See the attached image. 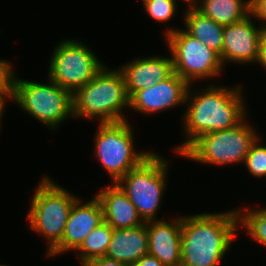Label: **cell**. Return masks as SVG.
<instances>
[{"label": "cell", "instance_id": "cell-1", "mask_svg": "<svg viewBox=\"0 0 266 266\" xmlns=\"http://www.w3.org/2000/svg\"><path fill=\"white\" fill-rule=\"evenodd\" d=\"M190 84L182 118L186 140L175 147L181 155L201 135L233 128L247 118L242 85L224 88L223 85H207L198 92L191 91ZM243 96V97H242Z\"/></svg>", "mask_w": 266, "mask_h": 266}, {"label": "cell", "instance_id": "cell-2", "mask_svg": "<svg viewBox=\"0 0 266 266\" xmlns=\"http://www.w3.org/2000/svg\"><path fill=\"white\" fill-rule=\"evenodd\" d=\"M238 228L235 209L183 216L180 266H219Z\"/></svg>", "mask_w": 266, "mask_h": 266}, {"label": "cell", "instance_id": "cell-3", "mask_svg": "<svg viewBox=\"0 0 266 266\" xmlns=\"http://www.w3.org/2000/svg\"><path fill=\"white\" fill-rule=\"evenodd\" d=\"M74 118H98L99 123L127 120L122 110L130 109L123 74L106 67L72 94Z\"/></svg>", "mask_w": 266, "mask_h": 266}, {"label": "cell", "instance_id": "cell-4", "mask_svg": "<svg viewBox=\"0 0 266 266\" xmlns=\"http://www.w3.org/2000/svg\"><path fill=\"white\" fill-rule=\"evenodd\" d=\"M12 78L11 100L49 129L55 130L68 117L73 119L72 93L49 77L48 83ZM17 77V78H16Z\"/></svg>", "mask_w": 266, "mask_h": 266}, {"label": "cell", "instance_id": "cell-5", "mask_svg": "<svg viewBox=\"0 0 266 266\" xmlns=\"http://www.w3.org/2000/svg\"><path fill=\"white\" fill-rule=\"evenodd\" d=\"M45 175L31 199L27 221L48 242V254L62 239L72 206L78 199Z\"/></svg>", "mask_w": 266, "mask_h": 266}, {"label": "cell", "instance_id": "cell-6", "mask_svg": "<svg viewBox=\"0 0 266 266\" xmlns=\"http://www.w3.org/2000/svg\"><path fill=\"white\" fill-rule=\"evenodd\" d=\"M95 133L94 155L112 183H117L131 169L138 167L152 151L135 152L134 132L127 120L98 123Z\"/></svg>", "mask_w": 266, "mask_h": 266}, {"label": "cell", "instance_id": "cell-7", "mask_svg": "<svg viewBox=\"0 0 266 266\" xmlns=\"http://www.w3.org/2000/svg\"><path fill=\"white\" fill-rule=\"evenodd\" d=\"M245 120L233 128L201 135L180 156L204 164H243L260 136Z\"/></svg>", "mask_w": 266, "mask_h": 266}, {"label": "cell", "instance_id": "cell-8", "mask_svg": "<svg viewBox=\"0 0 266 266\" xmlns=\"http://www.w3.org/2000/svg\"><path fill=\"white\" fill-rule=\"evenodd\" d=\"M168 165L163 156L152 152L117 182L145 222L161 220L156 215L166 191Z\"/></svg>", "mask_w": 266, "mask_h": 266}, {"label": "cell", "instance_id": "cell-9", "mask_svg": "<svg viewBox=\"0 0 266 266\" xmlns=\"http://www.w3.org/2000/svg\"><path fill=\"white\" fill-rule=\"evenodd\" d=\"M179 29L169 28L164 32L172 57L173 72L189 84L221 75L224 65L220 55L183 28Z\"/></svg>", "mask_w": 266, "mask_h": 266}, {"label": "cell", "instance_id": "cell-10", "mask_svg": "<svg viewBox=\"0 0 266 266\" xmlns=\"http://www.w3.org/2000/svg\"><path fill=\"white\" fill-rule=\"evenodd\" d=\"M56 46L50 57L48 77L72 94L104 66L93 50L80 40L65 39Z\"/></svg>", "mask_w": 266, "mask_h": 266}, {"label": "cell", "instance_id": "cell-11", "mask_svg": "<svg viewBox=\"0 0 266 266\" xmlns=\"http://www.w3.org/2000/svg\"><path fill=\"white\" fill-rule=\"evenodd\" d=\"M251 14L245 19L224 26L221 61L225 63H248L258 65L261 40L266 31L262 26H256Z\"/></svg>", "mask_w": 266, "mask_h": 266}, {"label": "cell", "instance_id": "cell-12", "mask_svg": "<svg viewBox=\"0 0 266 266\" xmlns=\"http://www.w3.org/2000/svg\"><path fill=\"white\" fill-rule=\"evenodd\" d=\"M190 84L173 72L164 81L135 92L130 108L142 114H156L186 103Z\"/></svg>", "mask_w": 266, "mask_h": 266}, {"label": "cell", "instance_id": "cell-13", "mask_svg": "<svg viewBox=\"0 0 266 266\" xmlns=\"http://www.w3.org/2000/svg\"><path fill=\"white\" fill-rule=\"evenodd\" d=\"M103 221L102 207L96 196L86 203L78 198L72 206L61 241L46 255L53 257L76 251L87 235Z\"/></svg>", "mask_w": 266, "mask_h": 266}, {"label": "cell", "instance_id": "cell-14", "mask_svg": "<svg viewBox=\"0 0 266 266\" xmlns=\"http://www.w3.org/2000/svg\"><path fill=\"white\" fill-rule=\"evenodd\" d=\"M147 221L148 253L165 266L181 264L182 216Z\"/></svg>", "mask_w": 266, "mask_h": 266}, {"label": "cell", "instance_id": "cell-15", "mask_svg": "<svg viewBox=\"0 0 266 266\" xmlns=\"http://www.w3.org/2000/svg\"><path fill=\"white\" fill-rule=\"evenodd\" d=\"M123 74L129 98L137 91L164 81L173 73L172 57L154 55L135 58L118 68Z\"/></svg>", "mask_w": 266, "mask_h": 266}, {"label": "cell", "instance_id": "cell-16", "mask_svg": "<svg viewBox=\"0 0 266 266\" xmlns=\"http://www.w3.org/2000/svg\"><path fill=\"white\" fill-rule=\"evenodd\" d=\"M105 186L95 195L101 204L104 222L113 229L132 228L146 223L117 183Z\"/></svg>", "mask_w": 266, "mask_h": 266}, {"label": "cell", "instance_id": "cell-17", "mask_svg": "<svg viewBox=\"0 0 266 266\" xmlns=\"http://www.w3.org/2000/svg\"><path fill=\"white\" fill-rule=\"evenodd\" d=\"M148 254L147 222L141 226L114 229L106 258L133 265Z\"/></svg>", "mask_w": 266, "mask_h": 266}, {"label": "cell", "instance_id": "cell-18", "mask_svg": "<svg viewBox=\"0 0 266 266\" xmlns=\"http://www.w3.org/2000/svg\"><path fill=\"white\" fill-rule=\"evenodd\" d=\"M184 15V30L206 47L217 52L221 58L224 26L206 17L193 5H188Z\"/></svg>", "mask_w": 266, "mask_h": 266}, {"label": "cell", "instance_id": "cell-19", "mask_svg": "<svg viewBox=\"0 0 266 266\" xmlns=\"http://www.w3.org/2000/svg\"><path fill=\"white\" fill-rule=\"evenodd\" d=\"M251 0H196L193 6L206 17L226 26L251 14Z\"/></svg>", "mask_w": 266, "mask_h": 266}, {"label": "cell", "instance_id": "cell-20", "mask_svg": "<svg viewBox=\"0 0 266 266\" xmlns=\"http://www.w3.org/2000/svg\"><path fill=\"white\" fill-rule=\"evenodd\" d=\"M113 230L108 223L103 221L87 235L84 242L76 250V255H78L81 265L88 260L101 258L106 255Z\"/></svg>", "mask_w": 266, "mask_h": 266}, {"label": "cell", "instance_id": "cell-21", "mask_svg": "<svg viewBox=\"0 0 266 266\" xmlns=\"http://www.w3.org/2000/svg\"><path fill=\"white\" fill-rule=\"evenodd\" d=\"M247 208L240 210L237 207L238 226H241L243 230L245 228L254 241L266 247V208L250 210Z\"/></svg>", "mask_w": 266, "mask_h": 266}, {"label": "cell", "instance_id": "cell-22", "mask_svg": "<svg viewBox=\"0 0 266 266\" xmlns=\"http://www.w3.org/2000/svg\"><path fill=\"white\" fill-rule=\"evenodd\" d=\"M261 142L258 137L249 149L243 164L254 177L266 178V146L260 145Z\"/></svg>", "mask_w": 266, "mask_h": 266}, {"label": "cell", "instance_id": "cell-23", "mask_svg": "<svg viewBox=\"0 0 266 266\" xmlns=\"http://www.w3.org/2000/svg\"><path fill=\"white\" fill-rule=\"evenodd\" d=\"M176 1L178 0H152L145 2L143 7L151 19L167 23L176 16L178 8Z\"/></svg>", "mask_w": 266, "mask_h": 266}, {"label": "cell", "instance_id": "cell-24", "mask_svg": "<svg viewBox=\"0 0 266 266\" xmlns=\"http://www.w3.org/2000/svg\"><path fill=\"white\" fill-rule=\"evenodd\" d=\"M12 65L10 61L0 59V93H11L14 74Z\"/></svg>", "mask_w": 266, "mask_h": 266}, {"label": "cell", "instance_id": "cell-25", "mask_svg": "<svg viewBox=\"0 0 266 266\" xmlns=\"http://www.w3.org/2000/svg\"><path fill=\"white\" fill-rule=\"evenodd\" d=\"M251 16L266 30V0H251Z\"/></svg>", "mask_w": 266, "mask_h": 266}, {"label": "cell", "instance_id": "cell-26", "mask_svg": "<svg viewBox=\"0 0 266 266\" xmlns=\"http://www.w3.org/2000/svg\"><path fill=\"white\" fill-rule=\"evenodd\" d=\"M81 266H131L116 260H112L109 258L101 257V258H94L91 260L86 261Z\"/></svg>", "mask_w": 266, "mask_h": 266}, {"label": "cell", "instance_id": "cell-27", "mask_svg": "<svg viewBox=\"0 0 266 266\" xmlns=\"http://www.w3.org/2000/svg\"><path fill=\"white\" fill-rule=\"evenodd\" d=\"M132 266H165L155 256L149 253L142 256Z\"/></svg>", "mask_w": 266, "mask_h": 266}, {"label": "cell", "instance_id": "cell-28", "mask_svg": "<svg viewBox=\"0 0 266 266\" xmlns=\"http://www.w3.org/2000/svg\"><path fill=\"white\" fill-rule=\"evenodd\" d=\"M258 63L262 68L266 70V31L264 32L262 40H261Z\"/></svg>", "mask_w": 266, "mask_h": 266}, {"label": "cell", "instance_id": "cell-29", "mask_svg": "<svg viewBox=\"0 0 266 266\" xmlns=\"http://www.w3.org/2000/svg\"><path fill=\"white\" fill-rule=\"evenodd\" d=\"M9 100L11 101V93H0V126L4 114L3 112H5L6 102Z\"/></svg>", "mask_w": 266, "mask_h": 266}, {"label": "cell", "instance_id": "cell-30", "mask_svg": "<svg viewBox=\"0 0 266 266\" xmlns=\"http://www.w3.org/2000/svg\"><path fill=\"white\" fill-rule=\"evenodd\" d=\"M195 2H196V0H183V3L187 4V6L188 5H193Z\"/></svg>", "mask_w": 266, "mask_h": 266}, {"label": "cell", "instance_id": "cell-31", "mask_svg": "<svg viewBox=\"0 0 266 266\" xmlns=\"http://www.w3.org/2000/svg\"><path fill=\"white\" fill-rule=\"evenodd\" d=\"M148 1H152V0H142L143 4H144L145 2H148Z\"/></svg>", "mask_w": 266, "mask_h": 266}]
</instances>
